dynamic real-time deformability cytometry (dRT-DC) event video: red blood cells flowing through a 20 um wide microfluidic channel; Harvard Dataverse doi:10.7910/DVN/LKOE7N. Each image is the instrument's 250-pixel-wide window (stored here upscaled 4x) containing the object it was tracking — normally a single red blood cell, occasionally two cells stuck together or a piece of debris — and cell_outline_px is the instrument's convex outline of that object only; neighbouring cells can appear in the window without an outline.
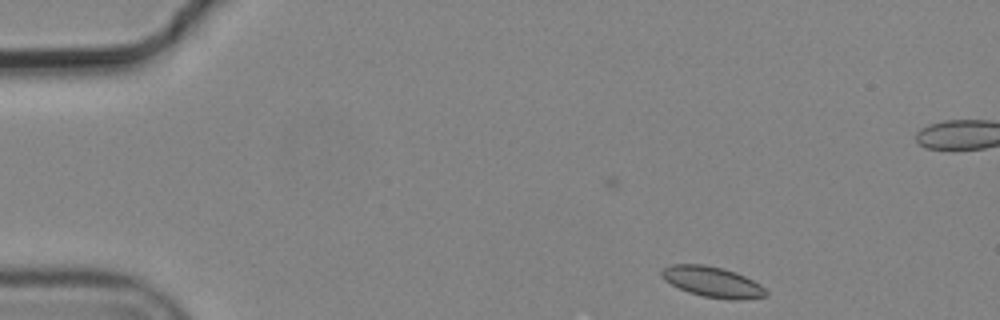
{"species": "common noctule bat (a hibernating species)", "species_latin": "Nyctalus noctula", "temperature_condition": "cold", "stored_images_in_passage": 9, "camera_frame_rate_fps": 3000, "um_per_image_px": 0.085, "animal": {"sex": "male", "body_mass_g": 19.2, "forearm_length_mm": 51.8}, "frame": {"image": 1, "passage_image": 1, "time_ms": 0.0, "image_size_px": [1000, 320], "cell_outline_px": [[768, 296], [736, 300], [704, 296], [688, 292], [664, 280], [660, 272], [664, 268], [672, 264], [704, 264], [724, 268], [736, 272], [760, 284], [768, 292]], "centroid_in_image_um": [60.57, 23.95], "position_along_channel_um": 24.4, "area_um2": 18.44}}
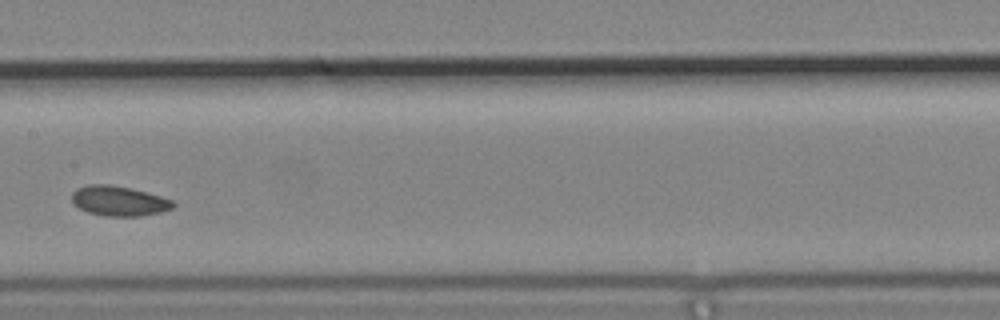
{"frame": {"image": 2, "passage_image": 7, "time_ms": 2.0, "image_size_px": [1000, 320], "cell_outline_px": [[176, 204], [172, 208], [160, 212], [140, 216], [104, 216], [88, 212], [72, 204], [72, 192], [76, 188], [88, 184], [108, 184], [148, 192], [172, 200]], "centroid_in_image_um": [10.08, 17.08], "position_along_channel_um": 197.3, "area_um2": 17.69}}
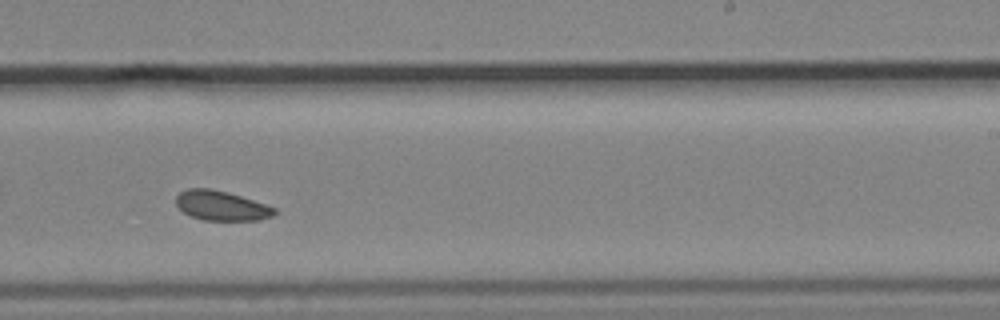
{"frame": {"image": 3, "passage_image": 9, "time_ms": 2.667, "image_size_px": [1000, 320], "cell_outline_px": [[276, 212], [272, 216], [260, 220], [204, 220], [192, 216], [184, 212], [176, 204], [176, 196], [180, 192], [188, 188], [212, 188], [228, 192], [276, 208]], "centroid_in_image_um": [18.8, 17.47], "position_along_channel_um": 270.2, "area_um2": 16.88}}